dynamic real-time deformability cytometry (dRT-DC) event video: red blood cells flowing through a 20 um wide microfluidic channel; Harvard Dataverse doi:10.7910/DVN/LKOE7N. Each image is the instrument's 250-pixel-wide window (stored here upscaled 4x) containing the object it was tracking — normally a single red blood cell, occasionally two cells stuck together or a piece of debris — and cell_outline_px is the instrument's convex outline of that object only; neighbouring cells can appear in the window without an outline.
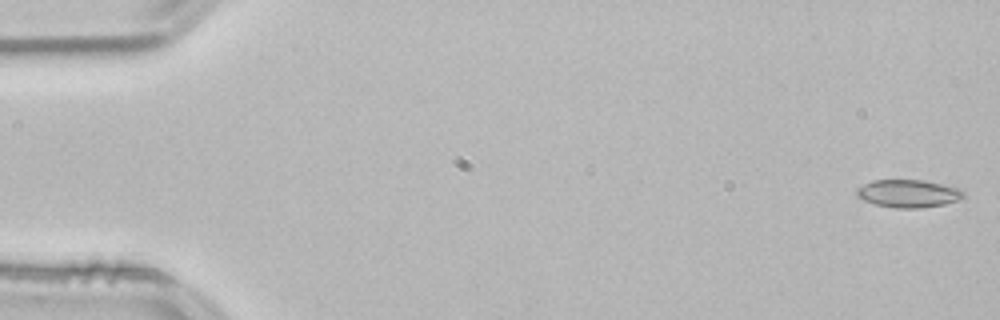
{"species": "common noctule bat (a hibernating species)", "species_latin": "Nyctalus noctula", "temperature_condition": "room temperature", "stored_images_in_passage": 53, "camera_frame_rate_fps": 3000, "um_per_image_px": 0.085, "animal": {"sex": "male", "body_mass_g": 21.5, "forearm_length_mm": 52.0}, "frame": {"image": 1, "passage_image": 1, "time_ms": 0.0, "image_size_px": [1000, 320], "cell_outline_px": [[964, 196], [956, 200], [944, 204], [920, 208], [896, 208], [876, 204], [864, 200], [856, 196], [856, 188], [872, 180], [924, 180], [960, 188], [964, 192]], "centroid_in_image_um": [77.19, 16.44], "position_along_channel_um": 7.8, "area_um2": 17.22}}
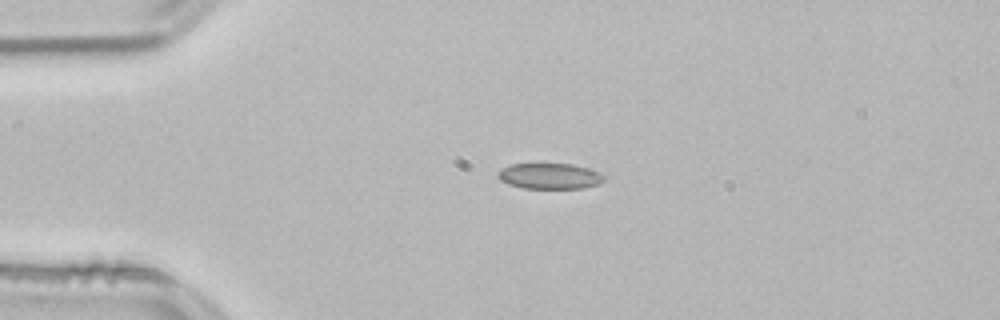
{"frame": {"image": 2, "passage_image": 12, "time_ms": 3.667, "image_size_px": [1000, 320], "cell_outline_px": [[604, 180], [600, 184], [584, 188], [524, 188], [508, 184], [500, 180], [496, 176], [496, 172], [500, 168], [512, 164], [572, 164], [588, 168], [600, 172], [604, 176]], "centroid_in_image_um": [46.7, 14.96], "position_along_channel_um": 38.3, "area_um2": 16.07}}
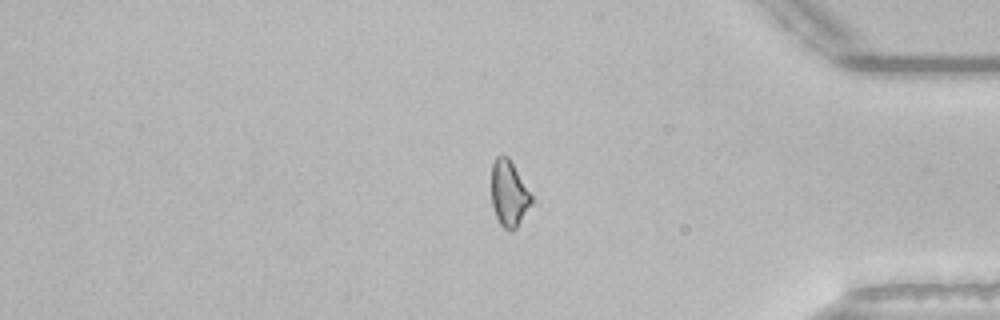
{"frame": {"image": 3, "passage_image": 44, "time_ms": 14.333, "image_size_px": [1000, 320], "cell_outline_px": [[532, 200], [516, 228], [504, 228], [500, 224], [496, 216], [492, 204], [492, 164], [496, 156], [508, 156], [532, 196]], "centroid_in_image_um": [43.23, 16.41], "position_along_channel_um": 392.0, "area_um2": 14.8}, "authors_computed_cell_mechanics": {"area_um2": 15.895, "velocity_mm_per_s": 3.8413, "shape_relaxation_time_tau1_ms": null, "shape_relaxation_time_tau2_ms": 2.2095, "deformation_change_tau1": null, "deformation_change_tau2": 0.0766}}